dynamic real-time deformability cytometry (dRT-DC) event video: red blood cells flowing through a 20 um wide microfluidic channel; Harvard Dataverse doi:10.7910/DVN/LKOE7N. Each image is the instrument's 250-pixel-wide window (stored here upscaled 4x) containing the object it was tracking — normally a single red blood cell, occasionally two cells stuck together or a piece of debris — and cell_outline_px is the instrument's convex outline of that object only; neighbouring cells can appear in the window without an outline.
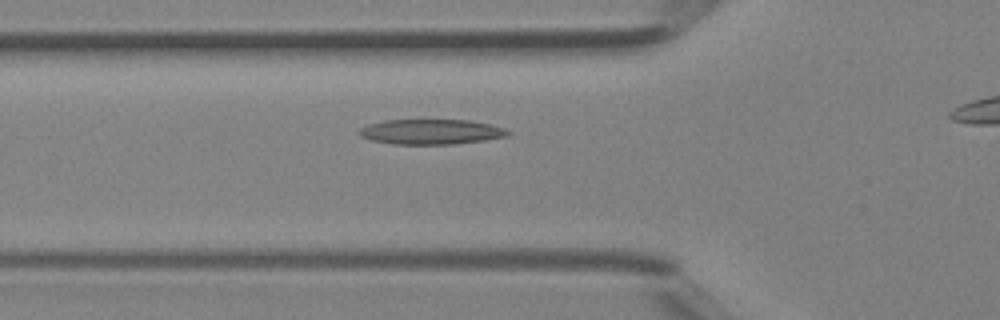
{"species": "Egyptian fruit bat (a non-hibernating species)", "species_latin": "Rousettus aegyptiacus", "temperature_condition": "room temperature", "stored_images_in_passage": 24, "camera_frame_rate_fps": 3000, "um_per_image_px": 0.085, "animal": {"sex": "female"}, "frame": {"image": 1, "passage_image": 2, "time_ms": 0.333, "image_size_px": [1000, 320], "cell_outline_px": [[512, 132], [508, 136], [484, 140], [452, 144], [392, 144], [372, 140], [360, 136], [356, 132], [360, 128], [368, 124], [384, 120], [468, 120], [492, 124], [504, 128]], "centroid_in_image_um": [36.63, 11.2], "position_along_channel_um": 89.2, "area_um2": 21.85}}
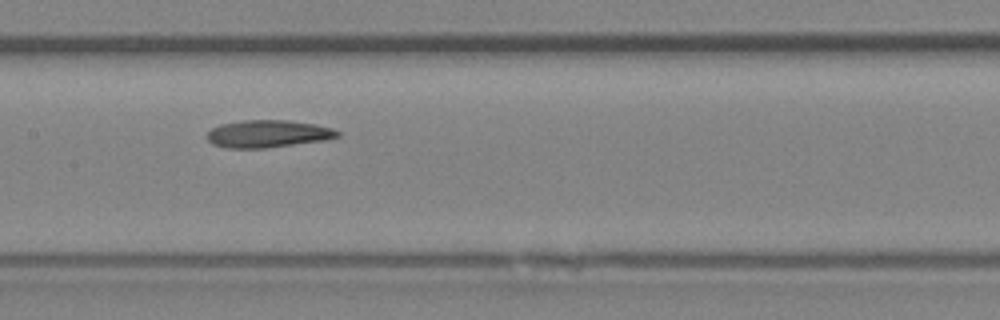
{"frame": {"image": 2, "passage_image": 8, "time_ms": 2.333, "image_size_px": [1000, 320], "cell_outline_px": [[340, 136], [324, 140], [264, 148], [224, 148], [212, 144], [208, 140], [208, 132], [212, 128], [220, 124], [240, 120], [288, 120], [316, 124], [332, 128], [340, 132]], "centroid_in_image_um": [22.76, 11.36], "position_along_channel_um": 184.6, "area_um2": 20.87}}
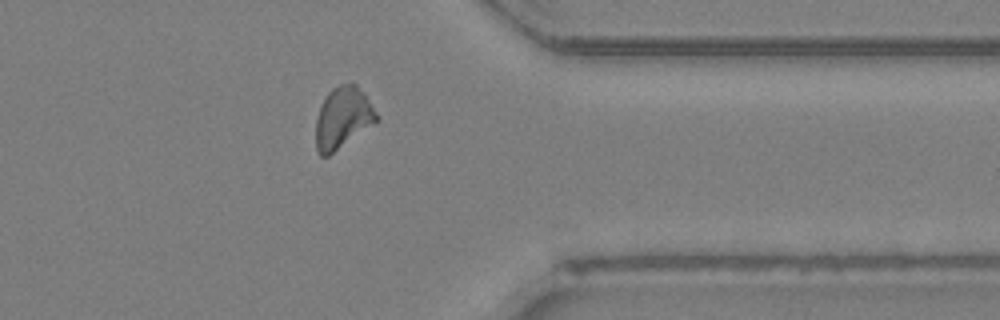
{"frame": {"image": 3, "passage_image": 21, "time_ms": 6.667, "image_size_px": [1000, 320], "cell_outline_px": [[380, 120], [328, 156], [320, 156], [316, 148], [316, 120], [320, 108], [328, 92], [332, 88], [340, 84], [356, 84], [364, 92], [380, 116]], "centroid_in_image_um": [29.17, 10.01], "position_along_channel_um": 382.2, "area_um2": 21.79}}